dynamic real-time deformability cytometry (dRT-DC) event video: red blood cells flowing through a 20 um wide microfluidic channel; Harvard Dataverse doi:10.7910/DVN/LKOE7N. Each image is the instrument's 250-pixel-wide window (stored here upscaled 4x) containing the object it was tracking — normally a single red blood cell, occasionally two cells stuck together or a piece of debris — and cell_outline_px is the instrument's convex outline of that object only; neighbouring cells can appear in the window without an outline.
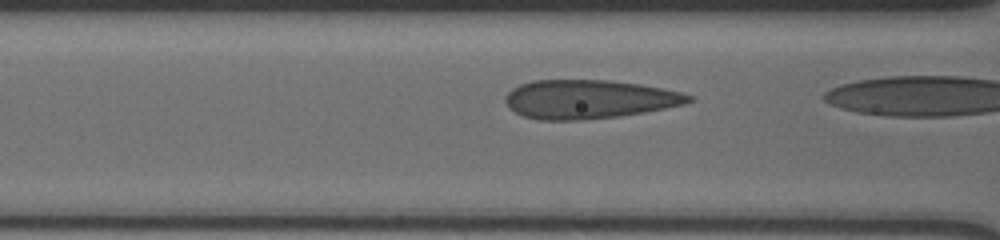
{"species": "human", "species_latin": "Homo sapiens", "temperature_condition": "cold", "stored_images_in_passage": 14, "camera_frame_rate_fps": 3000, "um_per_image_px": 0.085, "donor": {"sex": "male"}, "frame": {"image": 1, "passage_image": 12, "time_ms": 3.667, "image_size_px": [1000, 240], "cell_outline_px": [[692, 100], [684, 104], [644, 112], [620, 116], [584, 120], [540, 120], [524, 116], [508, 108], [504, 100], [504, 96], [512, 88], [520, 84], [532, 80], [608, 80], [640, 84], [680, 92], [692, 96]], "centroid_in_image_um": [50.0, 8.44], "position_along_channel_um": 116.6, "area_um2": 41.44}}